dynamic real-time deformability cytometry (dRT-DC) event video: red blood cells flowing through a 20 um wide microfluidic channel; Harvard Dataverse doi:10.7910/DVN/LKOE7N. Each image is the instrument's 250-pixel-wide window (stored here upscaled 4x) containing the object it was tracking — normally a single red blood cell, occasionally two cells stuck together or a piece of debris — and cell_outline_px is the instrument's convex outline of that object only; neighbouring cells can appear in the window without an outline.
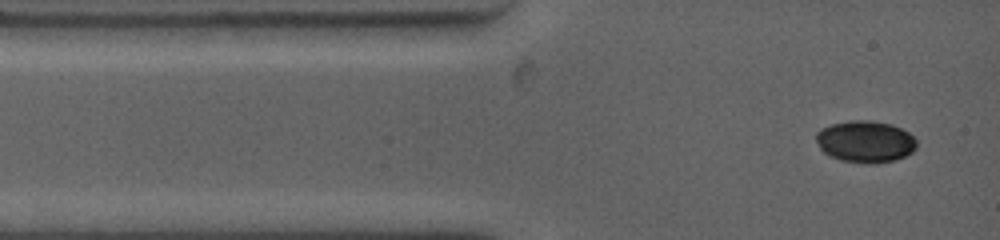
{"species": "common noctule bat (a hibernating species)", "species_latin": "Nyctalus noctula", "temperature_condition": "warm", "stored_images_in_passage": 11, "camera_frame_rate_fps": 4500, "um_per_image_px": 0.085, "animal": {"sex": "female", "body_mass_g": 19.0, "forearm_length_mm": 53.3}, "frame": {"image": 1, "passage_image": 1, "time_ms": 0.0, "image_size_px": [1000, 240], "cell_outline_px": [[916, 148], [912, 152], [896, 160], [876, 164], [868, 164], [840, 160], [824, 152], [820, 148], [816, 140], [816, 132], [820, 128], [832, 124], [852, 120], [872, 120], [892, 124], [908, 132], [916, 140]], "centroid_in_image_um": [73.56, 12.03], "position_along_channel_um": 11.4, "area_um2": 24.62}}
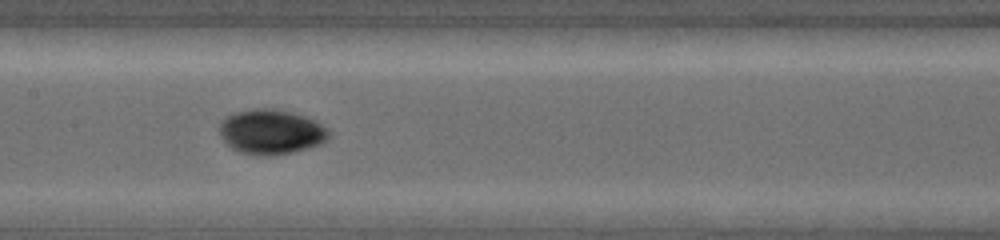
{"frame": {"image": 2, "passage_image": 6, "time_ms": 5.333, "image_size_px": [1000, 240], "cell_outline_px": [[328, 140], [320, 144], [292, 152], [268, 156], [264, 156], [240, 152], [232, 148], [220, 136], [220, 124], [232, 112], [256, 108], [272, 108], [292, 112], [304, 116], [328, 128]], "centroid_in_image_um": [23.03, 11.2], "position_along_channel_um": 184.4, "area_um2": 28.32}}
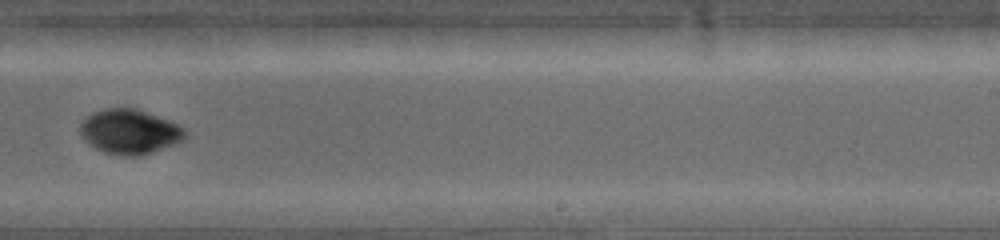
{"frame": {"image": 3, "passage_image": 10, "time_ms": 7.778, "image_size_px": [1000, 240], "cell_outline_px": [[188, 136], [184, 140], [152, 152], [140, 156], [124, 156], [104, 152], [96, 148], [84, 140], [80, 136], [80, 124], [92, 112], [104, 108], [136, 108], [180, 124], [188, 132]], "centroid_in_image_um": [11.04, 11.19], "position_along_channel_um": 278.0, "area_um2": 27.51}}